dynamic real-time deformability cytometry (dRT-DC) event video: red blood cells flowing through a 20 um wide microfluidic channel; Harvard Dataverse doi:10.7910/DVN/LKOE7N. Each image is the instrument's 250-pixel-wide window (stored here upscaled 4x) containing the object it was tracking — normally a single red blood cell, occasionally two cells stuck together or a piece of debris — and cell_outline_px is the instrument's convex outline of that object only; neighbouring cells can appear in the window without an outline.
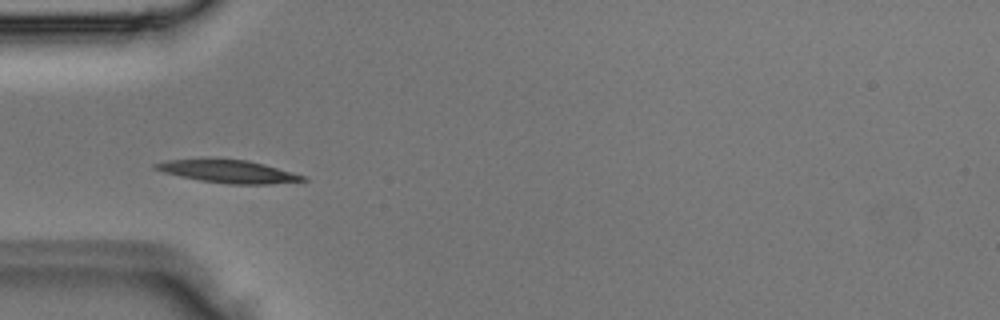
{"species": "Egyptian fruit bat (a non-hibernating species)", "species_latin": "Rousettus aegyptiacus", "temperature_condition": "room temperature", "stored_images_in_passage": 3, "camera_frame_rate_fps": 3000, "um_per_image_px": 0.085, "animal": {"sex": "male"}, "frame": {"image": 1, "passage_image": 2, "time_ms": 0.333, "image_size_px": [1000, 320], "cell_outline_px": [[308, 180], [268, 184], [228, 184], [200, 180], [180, 176], [164, 172], [152, 168], [152, 164], [168, 160], [248, 160], [264, 164], [308, 176]], "centroid_in_image_um": [19.46, 14.59], "position_along_channel_um": 65.5, "area_um2": 19.19}}
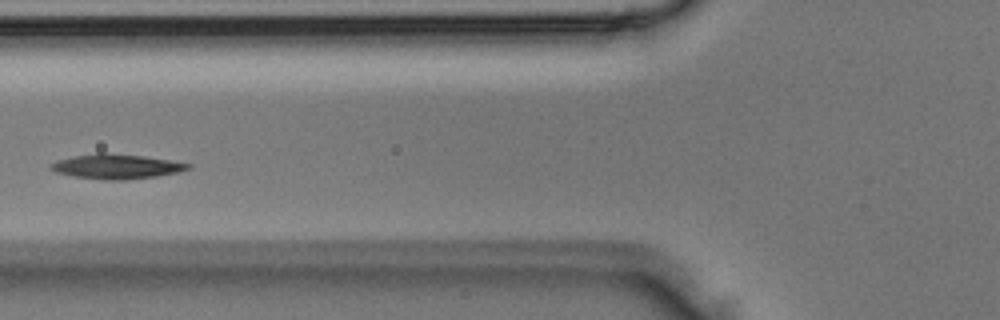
{"frame": {"image": 2, "passage_image": 3, "time_ms": 0.667, "image_size_px": [1000, 320], "cell_outline_px": [[192, 168], [180, 172], [156, 176], [124, 180], [104, 180], [72, 176], [56, 172], [48, 168], [56, 160], [96, 152], [104, 152], [144, 156], [192, 164]], "centroid_in_image_um": [9.9, 14.15], "position_along_channel_um": 115.9, "area_um2": 19.83}}